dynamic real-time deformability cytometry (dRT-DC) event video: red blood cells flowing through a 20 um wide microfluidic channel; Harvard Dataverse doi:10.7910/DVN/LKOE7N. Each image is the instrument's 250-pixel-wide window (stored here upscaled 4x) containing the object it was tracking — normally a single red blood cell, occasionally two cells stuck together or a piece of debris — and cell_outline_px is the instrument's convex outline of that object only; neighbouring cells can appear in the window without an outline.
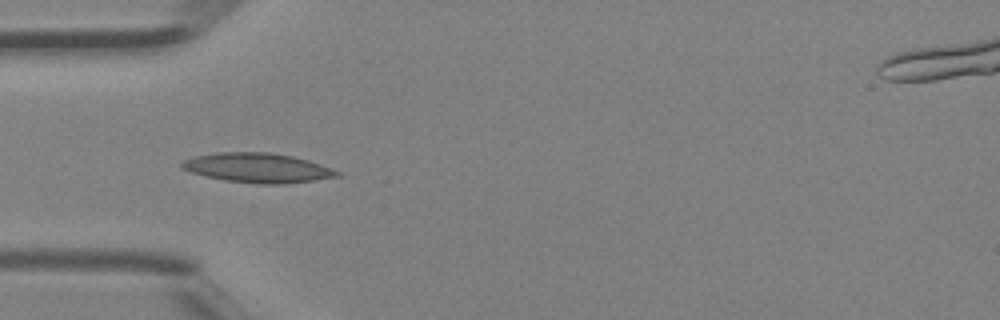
{"species": "Egyptian fruit bat (a non-hibernating species)", "species_latin": "Rousettus aegyptiacus", "temperature_condition": "room temperature", "stored_images_in_passage": 21, "camera_frame_rate_fps": 3000, "um_per_image_px": 0.085, "animal": {"sex": "female"}, "frame": {"image": 1, "passage_image": 2, "time_ms": 0.333, "image_size_px": [1000, 320], "cell_outline_px": [[340, 176], [284, 184], [260, 184], [224, 180], [192, 172], [180, 168], [180, 164], [184, 160], [192, 156], [216, 152], [268, 152], [292, 156], [308, 160], [332, 168], [340, 172]], "centroid_in_image_um": [21.88, 14.26], "position_along_channel_um": 63.1, "area_um2": 26.65}}
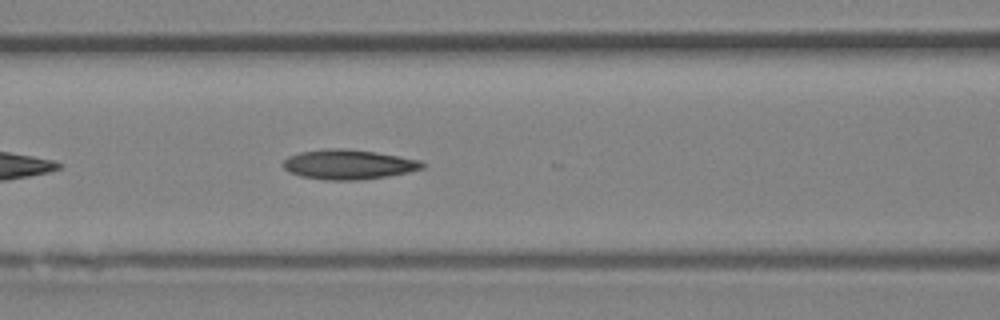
{"frame": {"image": 2, "passage_image": 7, "time_ms": 2.0, "image_size_px": [1000, 320], "cell_outline_px": [[428, 164], [424, 168], [408, 172], [388, 176], [360, 180], [324, 180], [300, 176], [288, 172], [284, 168], [284, 160], [288, 156], [300, 152], [328, 148], [348, 148], [376, 152], [420, 160]], "centroid_in_image_um": [29.63, 13.98], "position_along_channel_um": 137.0, "area_um2": 24.33}}
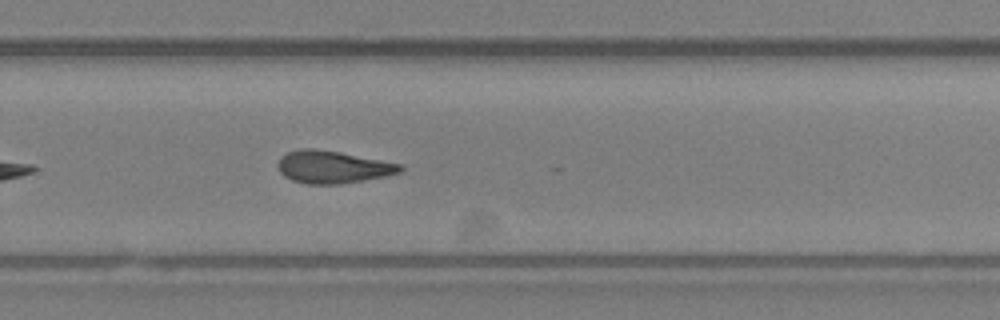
{"frame": {"image": 3, "passage_image": 18, "time_ms": 5.667, "image_size_px": [1000, 320], "cell_outline_px": [[404, 168], [400, 172], [384, 176], [364, 180], [340, 184], [308, 184], [292, 180], [284, 176], [280, 172], [276, 164], [280, 156], [288, 152], [300, 148], [312, 148], [340, 152], [404, 164]], "centroid_in_image_um": [28.27, 14.19], "position_along_channel_um": 301.5, "area_um2": 23.29}}